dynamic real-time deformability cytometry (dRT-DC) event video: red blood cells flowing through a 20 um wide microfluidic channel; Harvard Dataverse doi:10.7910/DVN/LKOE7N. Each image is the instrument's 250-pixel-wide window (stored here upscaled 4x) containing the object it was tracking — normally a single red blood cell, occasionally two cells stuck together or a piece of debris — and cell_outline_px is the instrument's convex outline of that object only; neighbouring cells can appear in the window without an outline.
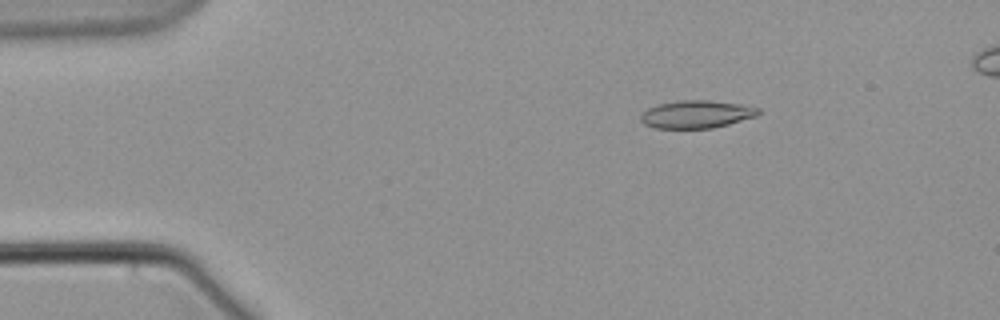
{"species": "common noctule bat (a hibernating species)", "species_latin": "Nyctalus noctula", "temperature_condition": "warm", "stored_images_in_passage": 6, "camera_frame_rate_fps": 3000, "um_per_image_px": 0.085, "animal": {"sex": "male", "body_mass_g": 21.5, "forearm_length_mm": 52.0}, "frame": {"image": 1, "passage_image": 3, "time_ms": 2.333, "image_size_px": [1000, 320], "cell_outline_px": [[760, 112], [756, 116], [728, 124], [712, 128], [656, 128], [644, 124], [640, 120], [640, 116], [648, 108], [660, 104], [680, 100], [708, 100], [740, 104], [760, 108]], "centroid_in_image_um": [59.2, 9.71], "position_along_channel_um": 25.8, "area_um2": 18.84}}